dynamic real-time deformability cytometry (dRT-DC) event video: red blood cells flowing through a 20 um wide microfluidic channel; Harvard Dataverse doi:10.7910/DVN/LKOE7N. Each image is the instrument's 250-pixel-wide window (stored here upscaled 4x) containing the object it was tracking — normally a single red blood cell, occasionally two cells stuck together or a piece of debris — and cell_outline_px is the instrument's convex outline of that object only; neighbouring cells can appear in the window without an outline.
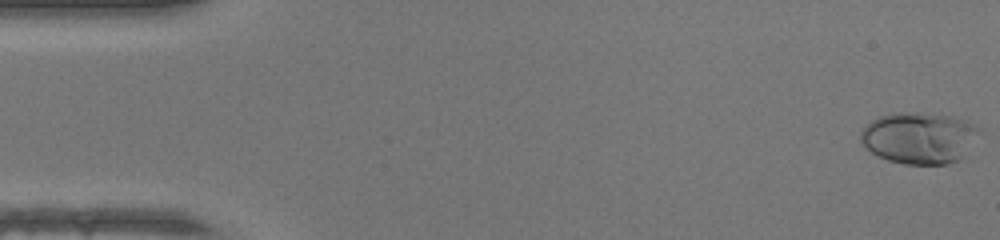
{"species": "human", "species_latin": "Homo sapiens", "temperature_condition": "warm", "stored_images_in_passage": 48, "camera_frame_rate_fps": 3000, "um_per_image_px": 0.085, "donor": {"sex": "female"}, "frame": {"image": 1, "passage_image": 1, "time_ms": 0.0, "image_size_px": [1000, 240], "cell_outline_px": [[984, 128], [960, 160], [948, 164], [904, 164], [888, 160], [876, 156], [864, 148], [860, 144], [860, 132], [872, 120], [880, 116], [892, 112], [920, 112], [952, 116], [976, 124]], "centroid_in_image_um": [78.13, 11.71], "position_along_channel_um": 6.9, "area_um2": 36.24}}
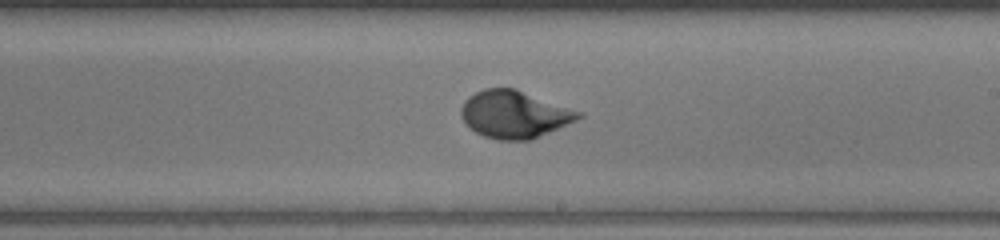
{"frame": {"image": 2, "passage_image": 28, "time_ms": 9.0, "image_size_px": [1000, 240], "cell_outline_px": [[584, 116], [576, 120], [532, 140], [496, 140], [484, 136], [476, 132], [460, 116], [460, 108], [464, 100], [468, 96], [484, 88], [516, 88], [584, 112]], "centroid_in_image_um": [43.74, 9.71], "position_along_channel_um": 245.3, "area_um2": 32.66}}
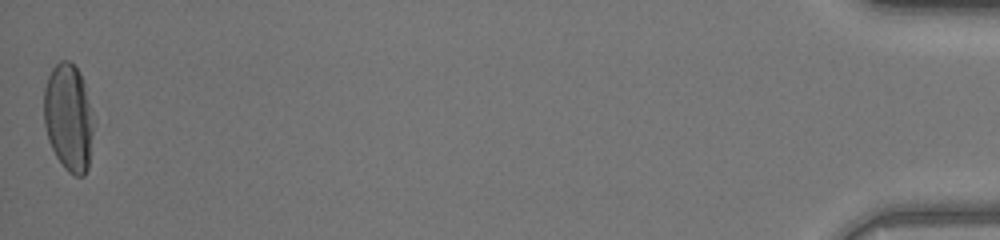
{"frame": {"image": 3, "passage_image": 48, "time_ms": 15.667, "image_size_px": [1000, 240], "cell_outline_px": [[92, 132], [88, 168], [84, 176], [76, 176], [68, 172], [64, 168], [56, 156], [48, 140], [44, 124], [44, 88], [48, 76], [52, 68], [60, 60], [68, 60], [80, 72], [84, 80], [92, 124]], "centroid_in_image_um": [5.79, 9.99], "position_along_channel_um": 429.4, "area_um2": 30.75}, "authors_computed_cell_mechanics": {"area_um2": 30.9808, "velocity_mm_per_s": 4.3097, "shape_relaxation_time_tau1_ms": 2.7526, "shape_relaxation_time_tau2_ms": null, "deformation_change_tau1": 0.2042, "deformation_change_tau2": null}}